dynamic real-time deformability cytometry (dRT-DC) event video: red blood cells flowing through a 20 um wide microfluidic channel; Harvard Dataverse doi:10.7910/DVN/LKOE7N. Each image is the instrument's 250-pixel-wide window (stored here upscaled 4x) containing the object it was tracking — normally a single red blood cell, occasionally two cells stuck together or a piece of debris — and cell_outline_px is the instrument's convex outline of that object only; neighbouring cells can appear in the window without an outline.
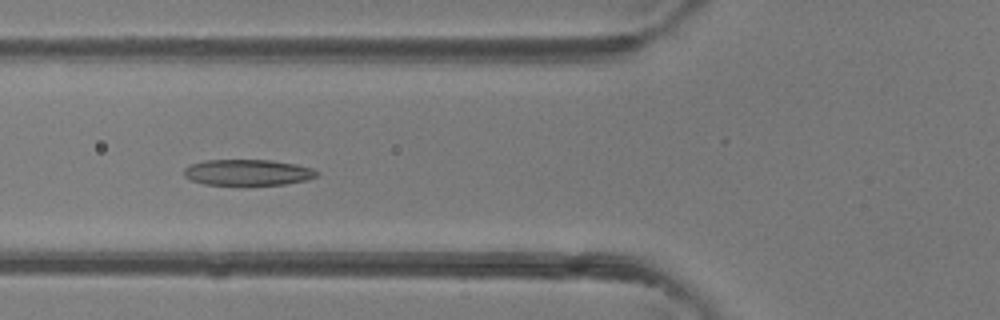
{"species": "common noctule bat (a hibernating species)", "species_latin": "Nyctalus noctula", "temperature_condition": "room temperature", "stored_images_in_passage": 47, "camera_frame_rate_fps": 3000, "um_per_image_px": 0.085, "animal": {"sex": "female"}, "frame": {"image": 1, "passage_image": 18, "time_ms": 5.667, "image_size_px": [1000, 320], "cell_outline_px": [[320, 172], [316, 176], [308, 180], [284, 184], [204, 184], [192, 180], [184, 176], [184, 168], [192, 164], [204, 160], [272, 160], [296, 164], [312, 168]], "centroid_in_image_um": [21.08, 14.64], "position_along_channel_um": 104.7, "area_um2": 19.94}}
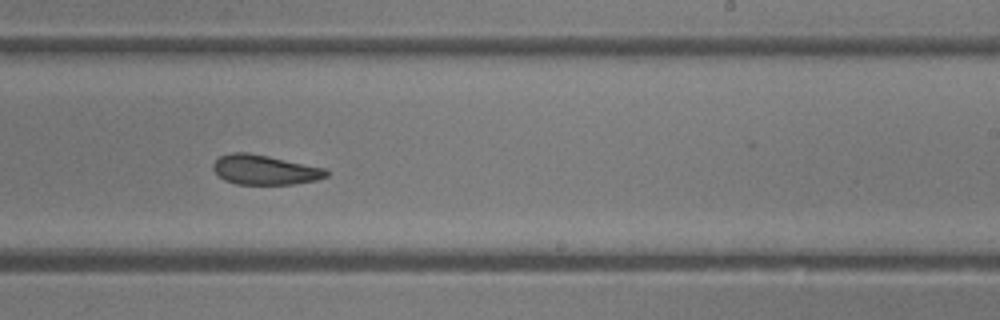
{"frame": {"image": 2, "passage_image": 29, "time_ms": 9.333, "image_size_px": [1000, 320], "cell_outline_px": [[328, 176], [316, 180], [292, 184], [236, 184], [224, 180], [212, 168], [212, 164], [220, 156], [232, 152], [248, 152], [268, 156], [324, 168], [328, 172]], "centroid_in_image_um": [22.48, 14.43], "position_along_channel_um": 266.5, "area_um2": 19.42}}
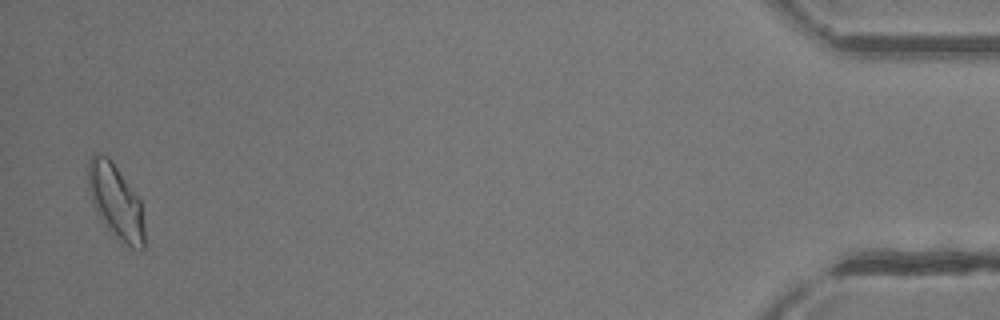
{"frame": {"image": 3, "passage_image": 46, "time_ms": 15.0, "image_size_px": [1000, 320], "cell_outline_px": [[144, 248], [132, 248], [116, 236], [104, 224], [96, 212], [92, 204], [88, 188], [88, 160], [96, 152], [108, 156], [112, 160], [140, 200], [144, 224]], "centroid_in_image_um": [9.82, 17.08], "position_along_channel_um": 425.4, "area_um2": 24.22}, "authors_computed_cell_mechanics": {"area_um2": 21.1548, "velocity_mm_per_s": 4.4086, "shape_relaxation_time_tau1_ms": null, "shape_relaxation_time_tau2_ms": 2.0651, "deformation_change_tau1": null, "deformation_change_tau2": 0.0947}}